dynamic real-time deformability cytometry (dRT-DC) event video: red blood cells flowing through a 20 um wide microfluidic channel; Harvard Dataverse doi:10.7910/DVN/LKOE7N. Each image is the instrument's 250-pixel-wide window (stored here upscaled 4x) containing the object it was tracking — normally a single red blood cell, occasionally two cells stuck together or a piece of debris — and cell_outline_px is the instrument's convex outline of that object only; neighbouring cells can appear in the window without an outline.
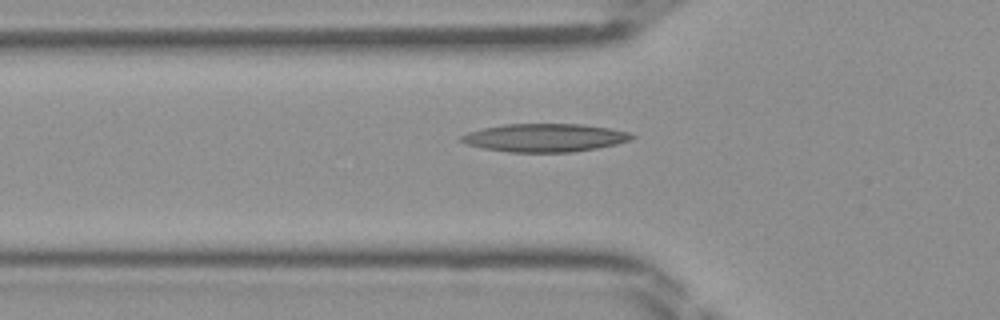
{"species": "Egyptian fruit bat (a non-hibernating species)", "species_latin": "Rousettus aegyptiacus", "temperature_condition": "room temperature", "stored_images_in_passage": 42, "camera_frame_rate_fps": 3000, "um_per_image_px": 0.085, "frame": {"image": 1, "passage_image": 16, "time_ms": 5.0, "image_size_px": [1000, 320], "cell_outline_px": [[636, 136], [628, 140], [616, 144], [596, 148], [572, 152], [508, 152], [484, 148], [464, 144], [460, 140], [460, 136], [468, 132], [484, 128], [504, 124], [584, 124], [608, 128], [628, 132]], "centroid_in_image_um": [46.27, 11.7], "position_along_channel_um": 79.5, "area_um2": 27.86}}
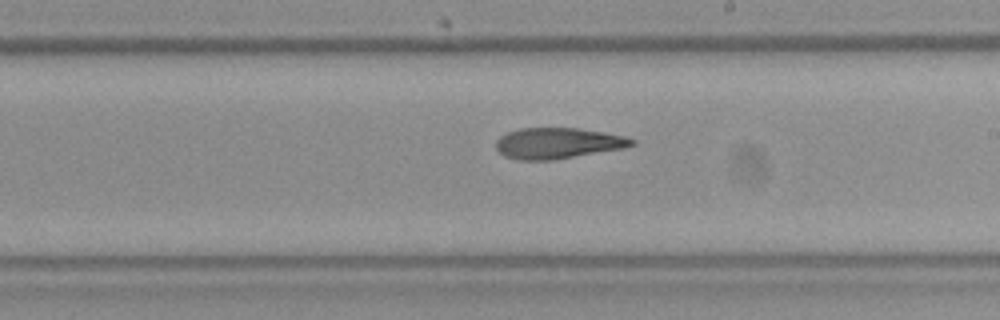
{"frame": {"image": 2, "passage_image": 27, "time_ms": 8.667, "image_size_px": [1000, 320], "cell_outline_px": [[636, 144], [624, 148], [552, 160], [520, 160], [504, 156], [496, 148], [496, 140], [500, 136], [508, 132], [520, 128], [580, 128], [604, 132], [624, 136], [636, 140]], "centroid_in_image_um": [47.42, 12.17], "position_along_channel_um": 241.6, "area_um2": 24.45}}
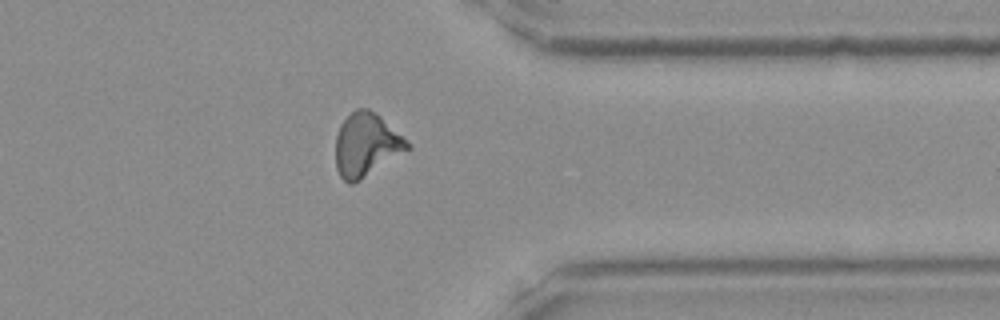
{"frame": {"image": 3, "passage_image": 37, "time_ms": 12.0, "image_size_px": [1000, 320], "cell_outline_px": [[412, 148], [360, 180], [352, 184], [348, 184], [340, 176], [336, 168], [336, 136], [340, 124], [356, 108], [368, 108], [376, 112], [412, 144]], "centroid_in_image_um": [31.15, 12.31], "position_along_channel_um": 380.2, "area_um2": 26.65}}